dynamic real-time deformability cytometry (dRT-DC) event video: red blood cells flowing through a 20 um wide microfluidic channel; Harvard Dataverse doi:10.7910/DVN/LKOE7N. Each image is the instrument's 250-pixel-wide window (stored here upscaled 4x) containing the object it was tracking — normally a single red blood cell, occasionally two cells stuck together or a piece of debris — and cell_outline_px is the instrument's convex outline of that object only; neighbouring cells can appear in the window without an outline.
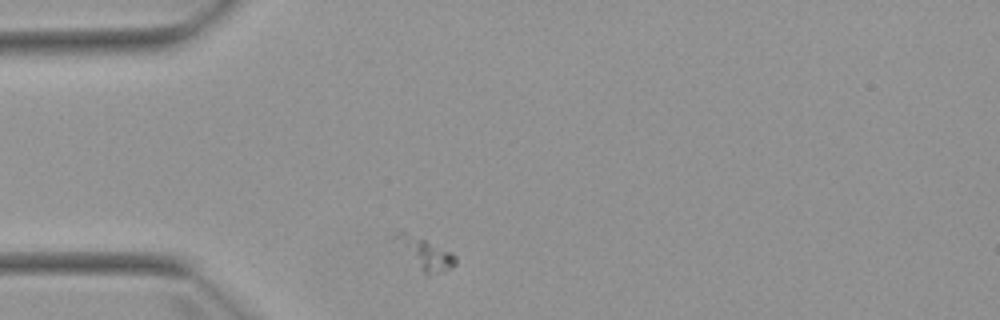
{"species": "Egyptian fruit bat (a non-hibernating species)", "species_latin": "Rousettus aegyptiacus", "temperature_condition": "warm", "stored_images_in_passage": 1, "camera_frame_rate_fps": 3000, "um_per_image_px": 0.085, "animal": {"sex": "female"}, "frame": {"image": 1, "passage_image": 1, "time_ms": 0.0, "image_size_px": [1000, 320], "cell_outline_px": [[456, 264], [452, 268], [428, 276], [424, 276], [392, 236], [396, 232], [404, 232], [424, 240], [452, 252], [456, 256]], "centroid_in_image_um": [36.18, 21.61], "position_along_channel_um": 48.8, "area_um2": 10.64}}